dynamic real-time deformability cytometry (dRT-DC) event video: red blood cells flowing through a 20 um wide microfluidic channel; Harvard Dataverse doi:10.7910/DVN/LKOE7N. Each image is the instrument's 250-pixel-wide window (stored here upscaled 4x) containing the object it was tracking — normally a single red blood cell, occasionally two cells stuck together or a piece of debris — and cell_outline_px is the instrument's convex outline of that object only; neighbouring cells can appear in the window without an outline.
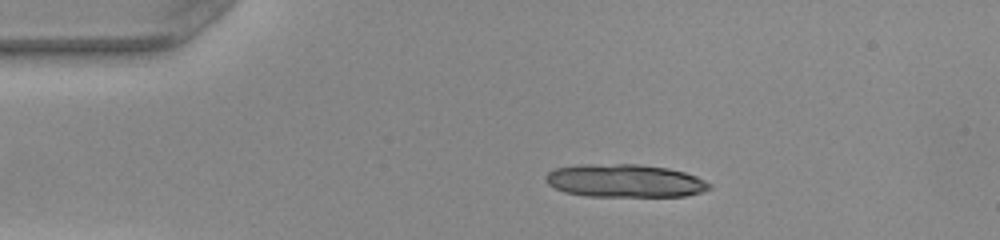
{"species": "common noctule bat (a hibernating species)", "species_latin": "Nyctalus noctula", "temperature_condition": "warm", "stored_images_in_passage": 27, "camera_frame_rate_fps": 3000, "um_per_image_px": 0.085, "animal": {"sex": "female", "body_mass_g": 22.0, "forearm_length_mm": 56.7}, "frame": {"image": 1, "passage_image": 1, "time_ms": 0.0, "image_size_px": [1000, 240], "cell_outline_px": [[712, 188], [700, 192], [684, 196], [584, 196], [564, 192], [548, 184], [544, 180], [544, 176], [548, 172], [556, 168], [580, 164], [636, 164], [668, 168], [684, 172], [696, 176], [712, 184]], "centroid_in_image_um": [53.09, 15.36], "position_along_channel_um": 31.9, "area_um2": 31.62}}
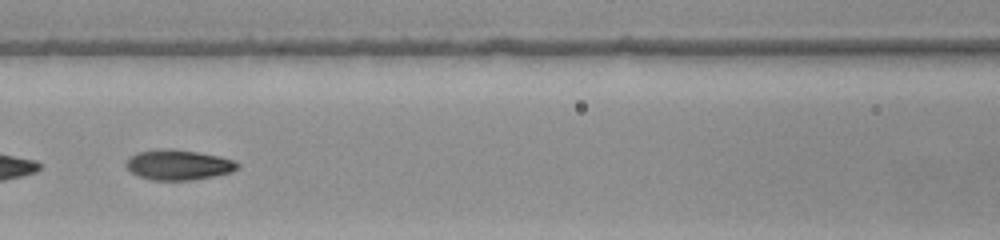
{"frame": {"image": 2, "passage_image": 14, "time_ms": 4.333, "image_size_px": [1000, 240], "cell_outline_px": [[240, 168], [232, 172], [216, 176], [192, 180], [148, 180], [132, 172], [124, 164], [132, 156], [140, 152], [196, 152], [220, 156], [236, 160], [240, 164]], "centroid_in_image_um": [15.29, 14.08], "position_along_channel_um": 151.3, "area_um2": 18.79}}
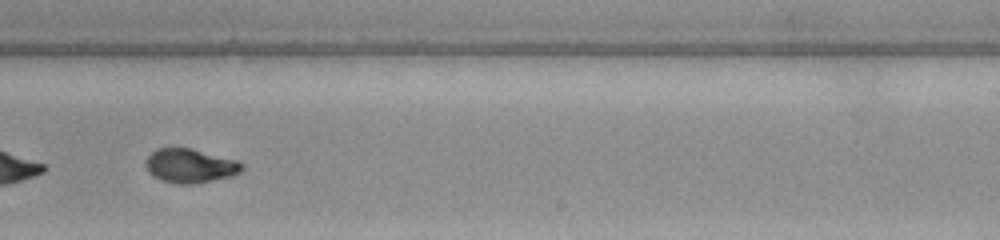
{"frame": {"image": 3, "passage_image": 23, "time_ms": 7.333, "image_size_px": [1000, 240], "cell_outline_px": [[244, 168], [240, 172], [232, 176], [196, 184], [176, 184], [160, 180], [152, 176], [148, 172], [144, 164], [148, 156], [156, 148], [192, 148], [236, 160], [244, 164]], "centroid_in_image_um": [16.14, 14.1], "position_along_channel_um": 272.9, "area_um2": 19.36}}